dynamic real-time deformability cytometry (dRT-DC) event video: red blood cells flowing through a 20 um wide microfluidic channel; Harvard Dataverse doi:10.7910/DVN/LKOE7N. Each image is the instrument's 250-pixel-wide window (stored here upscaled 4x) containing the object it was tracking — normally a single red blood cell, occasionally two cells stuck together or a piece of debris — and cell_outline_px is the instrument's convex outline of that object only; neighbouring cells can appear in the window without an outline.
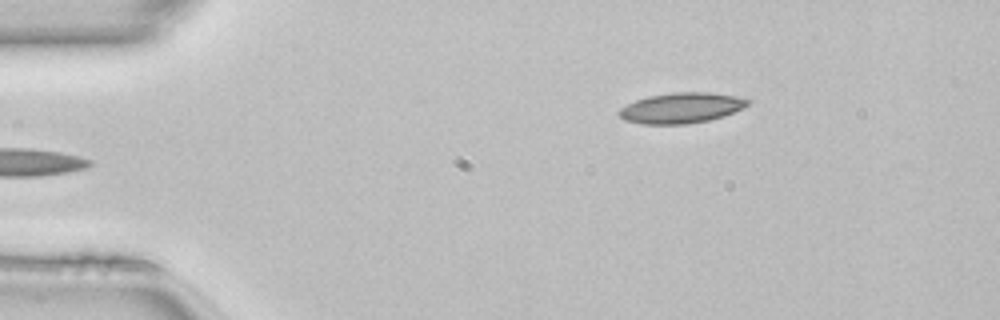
{"species": "common noctule bat (a hibernating species)", "species_latin": "Nyctalus noctula", "temperature_condition": "room temperature", "stored_images_in_passage": 42, "camera_frame_rate_fps": 3000, "um_per_image_px": 0.085, "animal": {"sex": "female", "body_mass_g": 22.7, "forearm_length_mm": 54.2}, "frame": {"image": 1, "passage_image": 1, "time_ms": 0.0, "image_size_px": [1000, 320], "cell_outline_px": [[752, 100], [744, 108], [724, 116], [708, 120], [688, 124], [640, 124], [624, 120], [616, 112], [620, 108], [636, 100], [648, 96], [672, 92], [708, 92], [736, 96]], "centroid_in_image_um": [57.91, 9.17], "position_along_channel_um": 27.1, "area_um2": 23.0}}
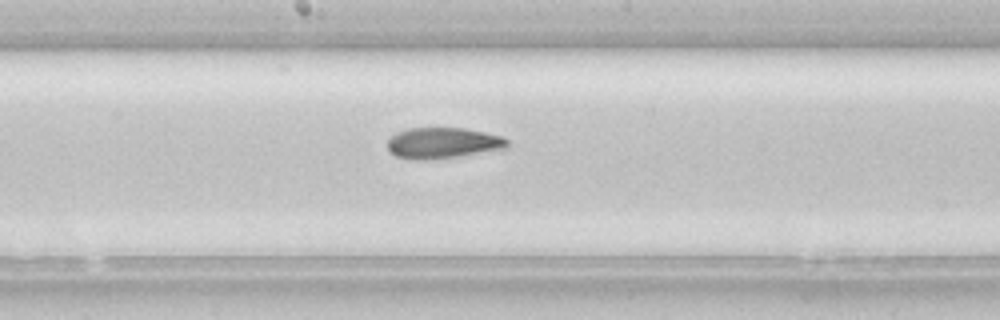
{"frame": {"image": 2, "passage_image": 19, "time_ms": 6.0, "image_size_px": [1000, 320], "cell_outline_px": [[508, 148], [460, 156], [428, 160], [412, 160], [396, 156], [388, 148], [388, 140], [396, 132], [408, 128], [464, 128], [504, 136], [508, 140]], "centroid_in_image_um": [37.66, 12.16], "position_along_channel_um": 210.5, "area_um2": 21.73}}
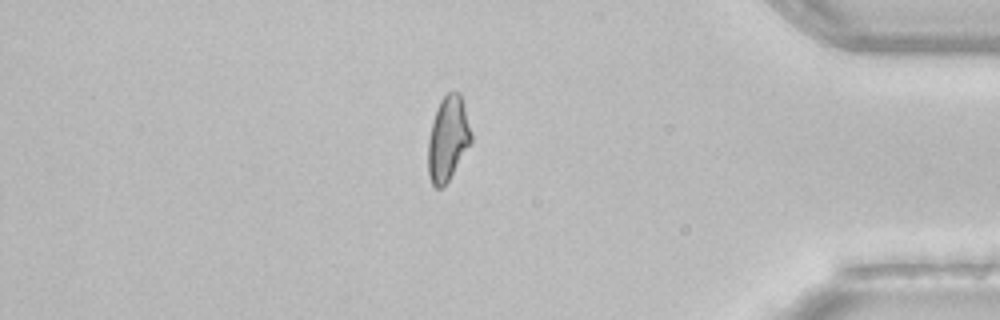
{"frame": {"image": 3, "passage_image": 35, "time_ms": 11.333, "image_size_px": [1000, 320], "cell_outline_px": [[472, 140], [448, 180], [440, 188], [436, 188], [432, 184], [428, 176], [428, 136], [432, 120], [436, 108], [440, 100], [448, 92], [460, 92], [464, 104], [472, 136]], "centroid_in_image_um": [38.04, 11.75], "position_along_channel_um": 397.2, "area_um2": 21.1}, "authors_computed_cell_mechanics": {"area_um2": 21.7328, "velocity_mm_per_s": 4.138, "shape_relaxation_time_tau1_ms": null, "shape_relaxation_time_tau2_ms": 4.5081, "deformation_change_tau1": null, "deformation_change_tau2": 0.1178}}